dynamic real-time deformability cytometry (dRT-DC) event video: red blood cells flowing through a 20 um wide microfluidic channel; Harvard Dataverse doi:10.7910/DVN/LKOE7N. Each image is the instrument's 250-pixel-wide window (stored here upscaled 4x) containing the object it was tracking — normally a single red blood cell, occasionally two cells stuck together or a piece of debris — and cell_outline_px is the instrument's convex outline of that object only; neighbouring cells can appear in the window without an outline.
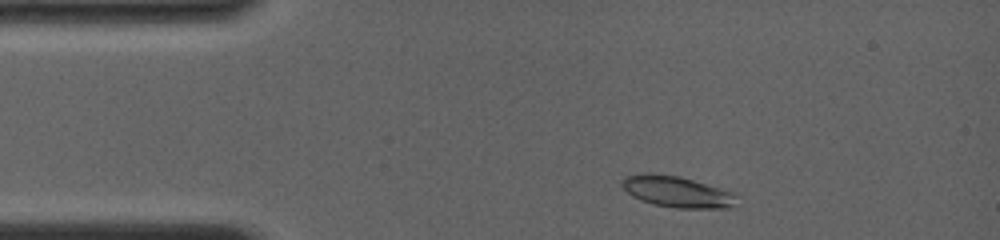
{"species": "common noctule bat (a hibernating species)", "species_latin": "Nyctalus noctula", "temperature_condition": "room temperature", "stored_images_in_passage": 30, "camera_frame_rate_fps": 4000, "um_per_image_px": 0.085, "animal": {"sex": "female", "body_mass_g": 19.0, "forearm_length_mm": 56.7}, "frame": {"image": 1, "passage_image": 3, "time_ms": 0.75, "image_size_px": [1000, 240], "cell_outline_px": [[736, 208], [676, 208], [652, 204], [632, 196], [620, 184], [620, 180], [624, 176], [644, 172], [652, 172], [680, 176], [736, 192]], "centroid_in_image_um": [57.56, 16.28], "position_along_channel_um": 27.4, "area_um2": 21.39}}
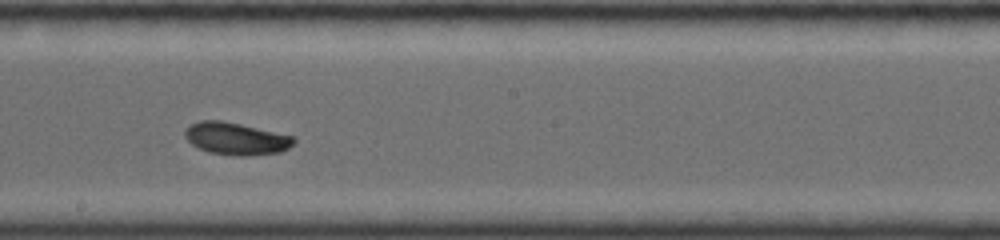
{"frame": {"image": 2, "passage_image": 19, "time_ms": 7.0, "image_size_px": [1000, 240], "cell_outline_px": [[296, 140], [288, 148], [280, 152], [248, 156], [240, 156], [208, 152], [192, 144], [184, 136], [184, 132], [192, 124], [200, 120], [220, 120], [240, 124], [296, 136]], "centroid_in_image_um": [20.09, 11.78], "position_along_channel_um": 228.1, "area_um2": 20.4}}
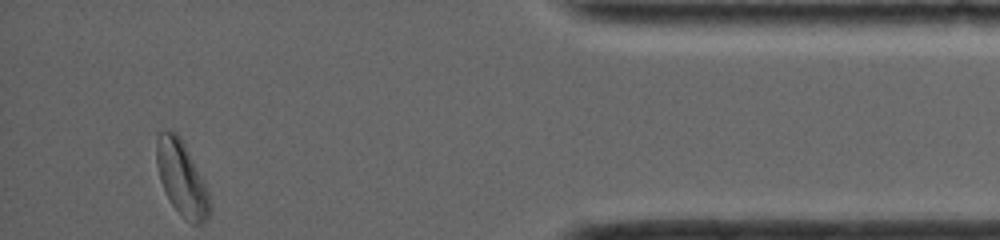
{"frame": {"image": 3, "passage_image": 30, "time_ms": 12.75, "image_size_px": [1000, 240], "cell_outline_px": [[212, 212], [208, 220], [200, 224], [192, 224], [184, 220], [172, 204], [160, 180], [156, 164], [156, 140], [160, 132], [164, 128], [168, 128], [176, 132], [180, 136], [208, 192], [212, 204]], "centroid_in_image_um": [15.45, 15.18], "position_along_channel_um": 419.8, "area_um2": 23.18}, "authors_computed_cell_mechanics": {"area_um2": 20.3456, "velocity_mm_per_s": 3.9787, "shape_relaxation_time_tau1_ms": 4.115, "shape_relaxation_time_tau2_ms": null, "deformation_change_tau1": 0.1189, "deformation_change_tau2": null}}